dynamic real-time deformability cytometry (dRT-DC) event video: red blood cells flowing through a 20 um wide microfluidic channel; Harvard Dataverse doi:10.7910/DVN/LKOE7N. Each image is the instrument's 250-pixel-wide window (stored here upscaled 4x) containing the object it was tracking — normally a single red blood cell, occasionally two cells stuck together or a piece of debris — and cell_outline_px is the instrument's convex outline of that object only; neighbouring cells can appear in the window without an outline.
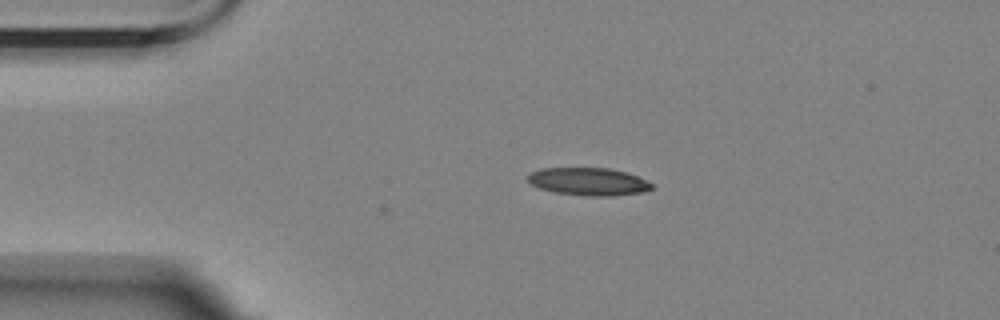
{"species": "Egyptian fruit bat (a non-hibernating species)", "species_latin": "Rousettus aegyptiacus", "temperature_condition": "room temperature", "stored_images_in_passage": 3, "camera_frame_rate_fps": 3000, "um_per_image_px": 0.085, "animal": {"sex": "female"}, "frame": {"image": 1, "passage_image": 2, "time_ms": 1.0, "image_size_px": [1000, 320], "cell_outline_px": [[652, 188], [644, 192], [612, 196], [584, 196], [556, 192], [540, 188], [532, 184], [524, 176], [540, 168], [608, 168], [628, 172], [652, 184]], "centroid_in_image_um": [50.0, 15.43], "position_along_channel_um": 35.0, "area_um2": 20.0}}